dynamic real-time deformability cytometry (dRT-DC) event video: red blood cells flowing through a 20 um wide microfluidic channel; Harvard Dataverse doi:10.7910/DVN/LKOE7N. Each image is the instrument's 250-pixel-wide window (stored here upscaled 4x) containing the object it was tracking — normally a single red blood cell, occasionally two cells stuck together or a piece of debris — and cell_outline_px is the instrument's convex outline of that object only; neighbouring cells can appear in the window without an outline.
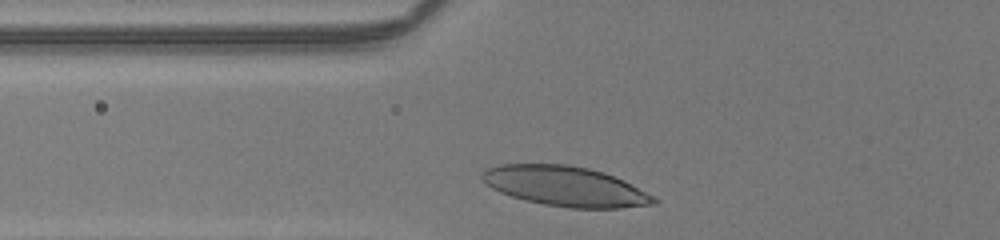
{"species": "human", "species_latin": "Homo sapiens", "temperature_condition": "room temperature", "stored_images_in_passage": 26, "camera_frame_rate_fps": 3000, "um_per_image_px": 0.085, "donor": {"sex": "male"}, "frame": {"image": 1, "passage_image": 2, "time_ms": 0.333, "image_size_px": [1000, 240], "cell_outline_px": [[660, 200], [656, 204], [620, 208], [568, 208], [544, 204], [524, 200], [500, 192], [492, 188], [480, 176], [488, 168], [500, 164], [568, 164], [588, 168], [604, 172], [624, 180], [656, 196]], "centroid_in_image_um": [48.12, 15.84], "position_along_channel_um": 77.7, "area_um2": 40.06}}
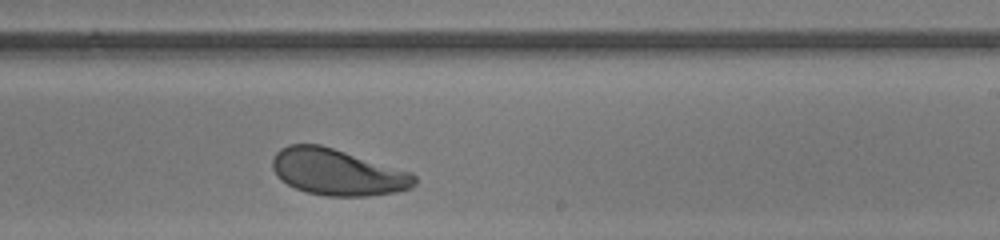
{"frame": {"image": 2, "passage_image": 16, "time_ms": 5.0, "image_size_px": [1000, 240], "cell_outline_px": [[416, 184], [412, 188], [396, 192], [368, 196], [324, 196], [308, 192], [296, 188], [280, 180], [276, 176], [272, 168], [272, 160], [276, 152], [280, 148], [288, 144], [320, 144], [412, 172], [416, 176]], "centroid_in_image_um": [28.68, 14.63], "position_along_channel_um": 260.3, "area_um2": 38.55}}
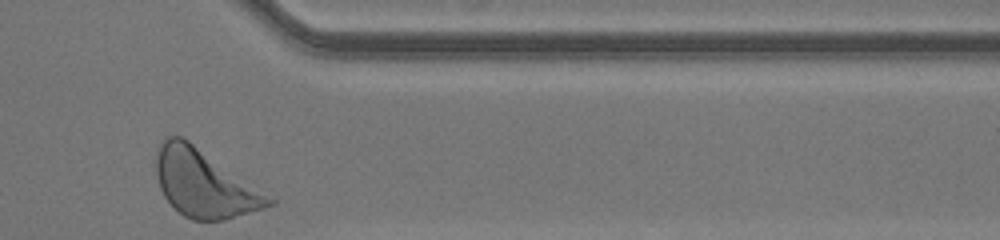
{"frame": {"image": 3, "passage_image": 26, "time_ms": 8.333, "image_size_px": [1000, 240], "cell_outline_px": [[276, 204], [264, 208], [224, 220], [192, 220], [184, 216], [164, 196], [160, 188], [156, 172], [156, 148], [168, 136], [184, 136], [276, 196]], "centroid_in_image_um": [17.46, 15.56], "position_along_channel_um": 393.9, "area_um2": 45.32}, "authors_computed_cell_mechanics": {"area_um2": 38.3792, "velocity_mm_per_s": 4.0537, "shape_relaxation_time_tau1_ms": 2.5296, "shape_relaxation_time_tau2_ms": null, "deformation_change_tau1": 0.1314, "deformation_change_tau2": null}}